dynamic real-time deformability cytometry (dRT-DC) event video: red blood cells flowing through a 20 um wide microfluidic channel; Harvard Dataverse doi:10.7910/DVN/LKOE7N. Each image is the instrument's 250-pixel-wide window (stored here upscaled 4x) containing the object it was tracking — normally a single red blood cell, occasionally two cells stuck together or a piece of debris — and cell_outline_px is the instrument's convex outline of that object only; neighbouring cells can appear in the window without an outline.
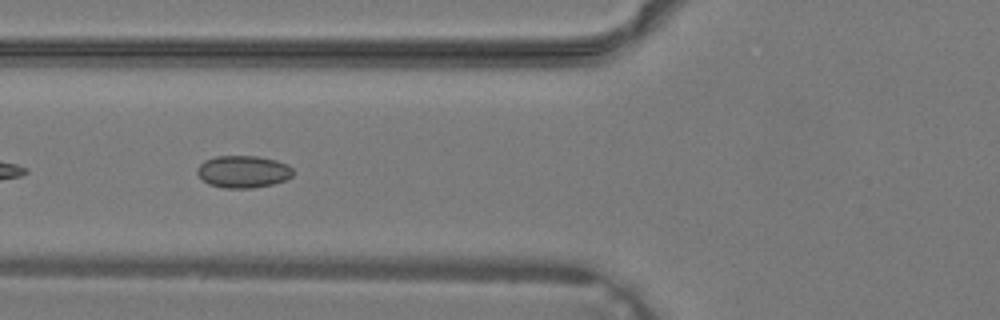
{"species": "common noctule bat (a hibernating species)", "species_latin": "Nyctalus noctula", "temperature_condition": "warm", "stored_images_in_passage": 39, "camera_frame_rate_fps": 3000, "um_per_image_px": 0.085, "animal": {"sex": "male", "body_mass_g": 19.2, "forearm_length_mm": 51.8}, "frame": {"image": 1, "passage_image": 15, "time_ms": 4.667, "image_size_px": [1000, 320], "cell_outline_px": [[292, 176], [284, 180], [272, 184], [252, 188], [224, 188], [208, 184], [196, 172], [196, 168], [204, 160], [216, 156], [256, 156], [276, 160], [288, 164], [292, 168]], "centroid_in_image_um": [20.65, 14.58], "position_along_channel_um": 105.2, "area_um2": 17.98}}
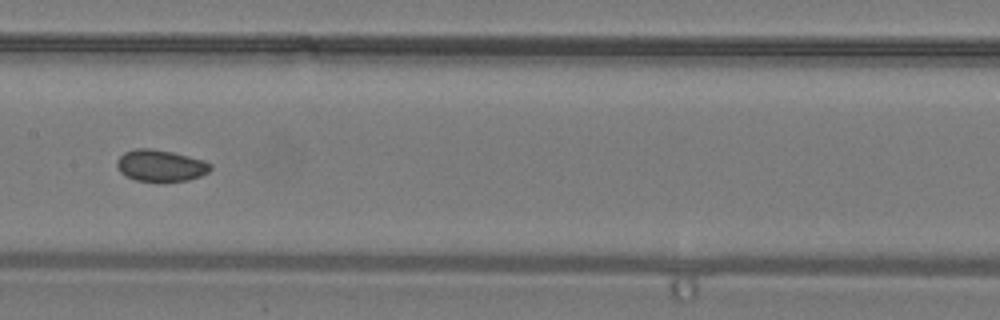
{"frame": {"image": 2, "passage_image": 20, "time_ms": 6.333, "image_size_px": [1000, 320], "cell_outline_px": [[212, 168], [208, 172], [200, 176], [188, 180], [136, 180], [124, 176], [120, 172], [116, 164], [116, 160], [124, 152], [136, 148], [152, 148], [172, 152], [204, 160], [212, 164]], "centroid_in_image_um": [13.63, 14.05], "position_along_channel_um": 193.8, "area_um2": 17.11}}
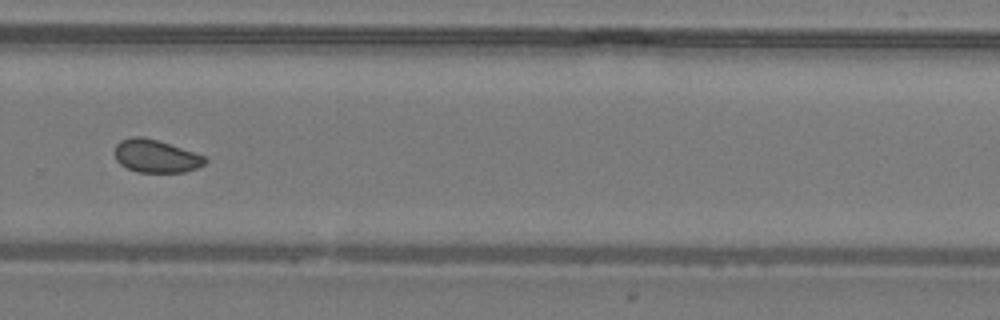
{"frame": {"image": 3, "passage_image": 27, "time_ms": 8.667, "image_size_px": [1000, 320], "cell_outline_px": [[208, 160], [204, 164], [196, 168], [184, 172], [136, 172], [120, 164], [116, 160], [116, 144], [120, 140], [132, 136], [144, 136], [204, 156]], "centroid_in_image_um": [13.22, 13.27], "position_along_channel_um": 316.6, "area_um2": 17.05}}